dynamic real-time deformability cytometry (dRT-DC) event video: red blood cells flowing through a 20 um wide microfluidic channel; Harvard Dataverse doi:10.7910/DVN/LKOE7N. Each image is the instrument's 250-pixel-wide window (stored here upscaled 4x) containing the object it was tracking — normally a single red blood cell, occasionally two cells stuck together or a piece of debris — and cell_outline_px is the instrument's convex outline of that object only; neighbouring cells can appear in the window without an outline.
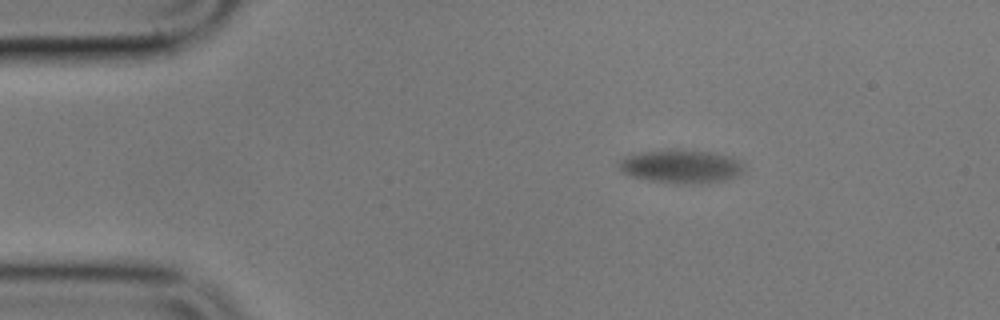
{"species": "common noctule bat (a hibernating species)", "species_latin": "Nyctalus noctula", "temperature_condition": "cold", "stored_images_in_passage": 3, "camera_frame_rate_fps": 3000, "um_per_image_px": 0.085, "animal": {"sex": "male", "body_mass_g": 17.9}, "frame": {"image": 1, "passage_image": 1, "time_ms": 0.0, "image_size_px": [1000, 320], "cell_outline_px": [[744, 168], [736, 176], [724, 180], [684, 184], [652, 180], [632, 176], [624, 172], [616, 164], [624, 156], [640, 152], [664, 148], [676, 148], [712, 152], [732, 156], [740, 160], [744, 164]], "centroid_in_image_um": [57.88, 14.09], "position_along_channel_um": 27.1, "area_um2": 24.57}}